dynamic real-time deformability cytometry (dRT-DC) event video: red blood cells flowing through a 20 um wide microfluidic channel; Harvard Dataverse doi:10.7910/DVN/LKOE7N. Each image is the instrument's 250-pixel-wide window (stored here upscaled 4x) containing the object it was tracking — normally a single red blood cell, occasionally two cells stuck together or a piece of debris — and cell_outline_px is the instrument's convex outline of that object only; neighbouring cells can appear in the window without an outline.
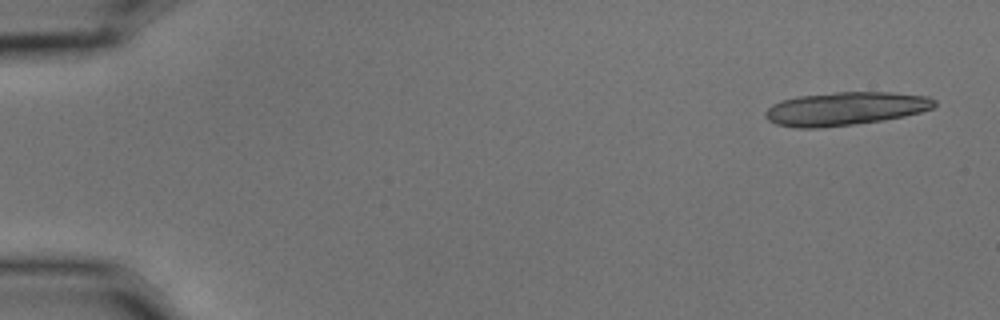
{"species": "common noctule bat (a hibernating species)", "species_latin": "Nyctalus noctula", "temperature_condition": "cold", "stored_images_in_passage": 6, "camera_frame_rate_fps": 3000, "um_per_image_px": 0.085, "animal": {"sex": "male", "body_mass_g": 15.6}, "frame": {"image": 1, "passage_image": 1, "time_ms": 0.0, "image_size_px": [1000, 320], "cell_outline_px": [[936, 104], [932, 108], [920, 112], [904, 116], [884, 120], [820, 128], [796, 128], [776, 124], [768, 120], [764, 116], [764, 112], [772, 104], [796, 96], [836, 92], [892, 92], [928, 96], [936, 100]], "centroid_in_image_um": [71.84, 9.23], "position_along_channel_um": 13.2, "area_um2": 32.95}}
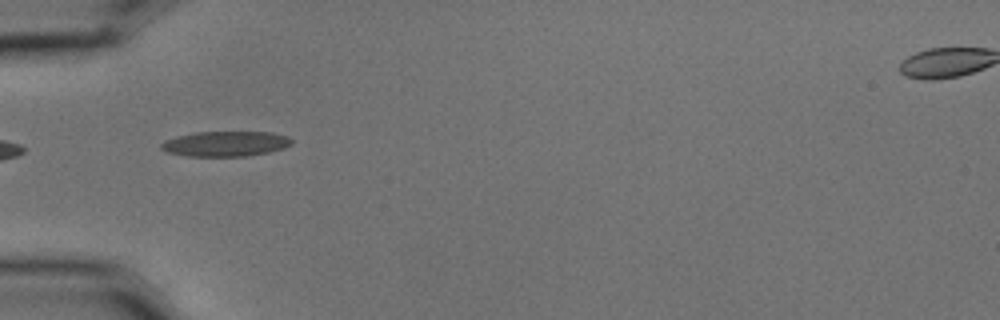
{"frame": {"image": 2, "passage_image": 5, "time_ms": 1.333, "image_size_px": [1000, 320], "cell_outline_px": [[292, 144], [284, 148], [268, 152], [244, 156], [188, 156], [168, 152], [160, 148], [160, 144], [164, 140], [196, 132], [272, 132], [288, 136], [292, 140]], "centroid_in_image_um": [19.19, 12.22], "position_along_channel_um": 65.8, "area_um2": 19.02}}
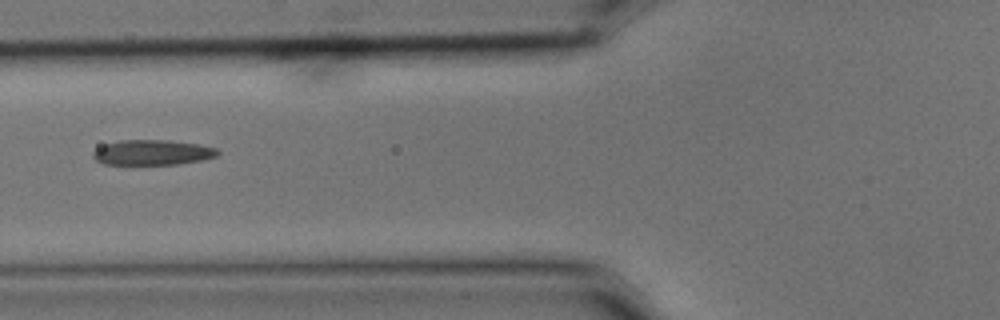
{"frame": {"image": 3, "passage_image": 6, "time_ms": 1.667, "image_size_px": [1000, 320], "cell_outline_px": [[220, 152], [216, 156], [200, 160], [176, 164], [104, 164], [96, 160], [92, 156], [92, 152], [96, 148], [104, 144], [120, 140], [168, 140], [200, 144], [216, 148]], "centroid_in_image_um": [12.93, 12.95], "position_along_channel_um": 112.9, "area_um2": 18.26}}